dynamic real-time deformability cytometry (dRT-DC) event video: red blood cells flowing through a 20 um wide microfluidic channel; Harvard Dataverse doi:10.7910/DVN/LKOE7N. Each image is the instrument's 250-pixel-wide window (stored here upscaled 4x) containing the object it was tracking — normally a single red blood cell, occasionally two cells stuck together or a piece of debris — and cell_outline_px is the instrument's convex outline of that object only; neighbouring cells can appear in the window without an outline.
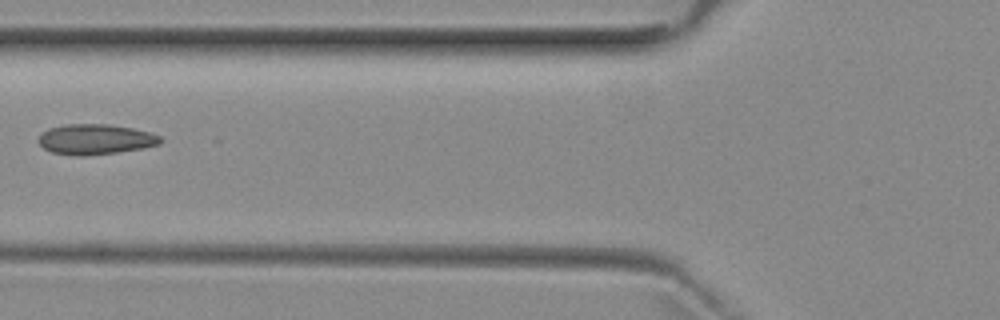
{"species": "common noctule bat (a hibernating species)", "species_latin": "Nyctalus noctula", "temperature_condition": "room temperature", "stored_images_in_passage": 5, "camera_frame_rate_fps": 3000, "um_per_image_px": 0.085, "animal": {"sex": "female", "body_mass_g": 29.2, "forearm_length_mm": 56.3}, "frame": {"image": 1, "passage_image": 5, "time_ms": 6.0, "image_size_px": [1000, 320], "cell_outline_px": [[160, 144], [144, 148], [116, 152], [84, 156], [72, 156], [52, 152], [44, 148], [40, 144], [40, 136], [48, 128], [64, 124], [108, 124], [132, 128], [148, 132], [160, 136]], "centroid_in_image_um": [8.1, 11.84], "position_along_channel_um": 117.7, "area_um2": 21.39}}